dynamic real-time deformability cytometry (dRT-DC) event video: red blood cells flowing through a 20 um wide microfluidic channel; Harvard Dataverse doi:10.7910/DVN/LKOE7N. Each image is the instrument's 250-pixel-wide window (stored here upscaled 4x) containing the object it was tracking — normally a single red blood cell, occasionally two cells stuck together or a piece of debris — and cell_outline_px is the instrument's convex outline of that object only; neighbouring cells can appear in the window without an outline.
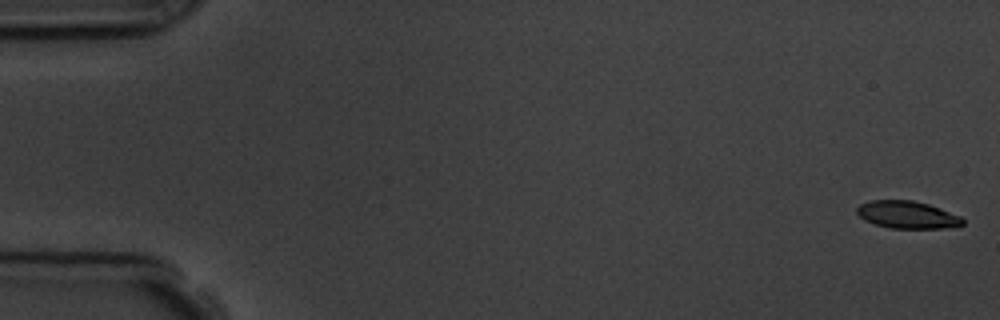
{"species": "common noctule bat (a hibernating species)", "species_latin": "Nyctalus noctula", "temperature_condition": "room temperature", "stored_images_in_passage": 5, "camera_frame_rate_fps": 3000, "um_per_image_px": 0.085, "animal": {"sex": "male", "body_mass_g": 19.5, "forearm_length_mm": 54.6}, "frame": {"image": 1, "passage_image": 1, "time_ms": 0.0, "image_size_px": [1000, 320], "cell_outline_px": [[964, 224], [940, 228], [892, 228], [876, 224], [864, 220], [856, 212], [856, 208], [860, 204], [872, 200], [912, 200], [928, 204], [940, 208], [960, 216], [964, 220]], "centroid_in_image_um": [77.09, 18.24], "position_along_channel_um": 7.9, "area_um2": 16.7}}
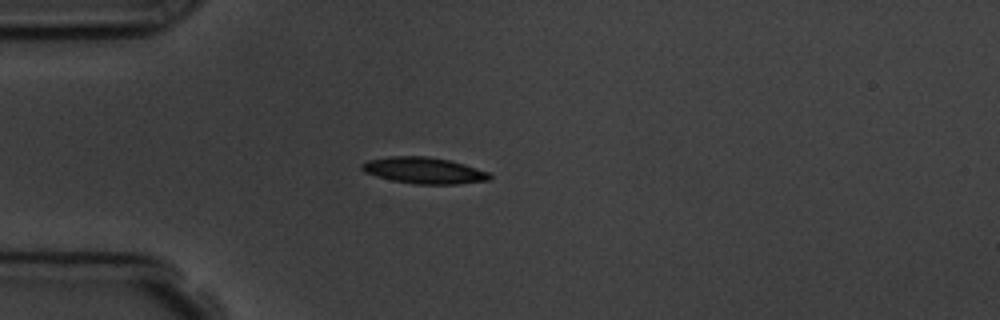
{"frame": {"image": 2, "passage_image": 5, "time_ms": 4.667, "image_size_px": [1000, 320], "cell_outline_px": [[492, 180], [456, 184], [416, 184], [392, 180], [376, 176], [364, 172], [360, 168], [360, 164], [368, 160], [388, 156], [424, 156], [448, 160], [464, 164], [488, 172], [492, 176]], "centroid_in_image_um": [36.02, 14.49], "position_along_channel_um": 49.0, "area_um2": 19.59}}